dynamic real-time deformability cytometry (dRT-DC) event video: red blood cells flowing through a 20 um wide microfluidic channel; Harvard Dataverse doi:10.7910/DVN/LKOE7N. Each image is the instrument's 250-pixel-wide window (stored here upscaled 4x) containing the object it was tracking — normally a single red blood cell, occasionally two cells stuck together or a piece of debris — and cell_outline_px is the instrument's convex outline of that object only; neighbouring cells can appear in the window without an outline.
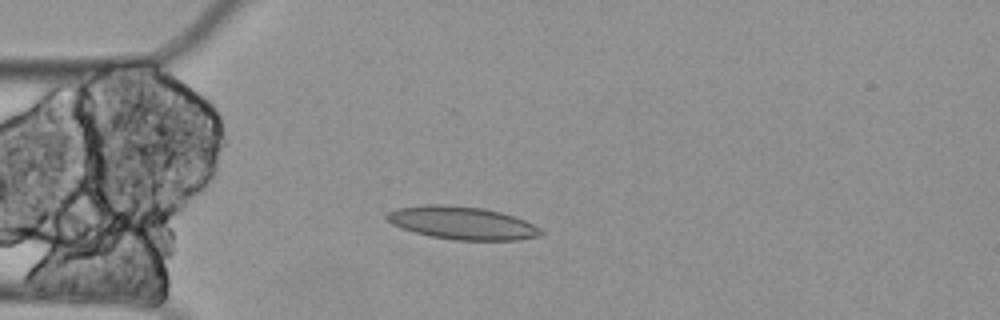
{"species": "Egyptian fruit bat (a non-hibernating species)", "species_latin": "Rousettus aegyptiacus", "temperature_condition": "cold", "stored_images_in_passage": 4, "camera_frame_rate_fps": 3000, "um_per_image_px": 0.085, "animal": {"sex": "female"}, "frame": {"image": 1, "passage_image": 4, "time_ms": 1.0, "image_size_px": [1000, 320], "cell_outline_px": [[544, 232], [540, 236], [516, 240], [456, 240], [432, 236], [416, 232], [392, 224], [384, 216], [388, 212], [396, 208], [424, 204], [444, 204], [484, 208], [500, 212], [524, 220], [540, 228]], "centroid_in_image_um": [39.28, 18.94], "position_along_channel_um": 45.7, "area_um2": 29.36}}